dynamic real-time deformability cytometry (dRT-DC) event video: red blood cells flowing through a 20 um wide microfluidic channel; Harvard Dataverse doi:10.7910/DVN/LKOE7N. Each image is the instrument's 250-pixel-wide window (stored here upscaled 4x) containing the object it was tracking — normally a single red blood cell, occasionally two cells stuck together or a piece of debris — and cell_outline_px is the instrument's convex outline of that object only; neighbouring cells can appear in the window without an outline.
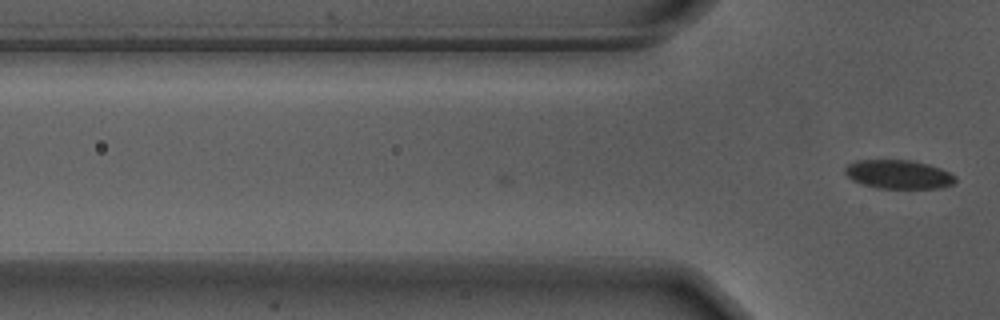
{"species": "Egyptian fruit bat (a non-hibernating species)", "species_latin": "Rousettus aegyptiacus", "temperature_condition": "warm", "stored_images_in_passage": 3, "camera_frame_rate_fps": 3000, "um_per_image_px": 0.085, "animal": {"sex": "male"}, "frame": {"image": 1, "passage_image": 3, "time_ms": 0.667, "image_size_px": [1000, 320], "cell_outline_px": [[956, 180], [952, 184], [940, 188], [880, 188], [860, 184], [852, 180], [844, 172], [844, 168], [848, 164], [856, 160], [912, 160], [928, 164], [940, 168], [956, 176]], "centroid_in_image_um": [76.35, 14.82], "position_along_channel_um": 49.4, "area_um2": 18.55}}